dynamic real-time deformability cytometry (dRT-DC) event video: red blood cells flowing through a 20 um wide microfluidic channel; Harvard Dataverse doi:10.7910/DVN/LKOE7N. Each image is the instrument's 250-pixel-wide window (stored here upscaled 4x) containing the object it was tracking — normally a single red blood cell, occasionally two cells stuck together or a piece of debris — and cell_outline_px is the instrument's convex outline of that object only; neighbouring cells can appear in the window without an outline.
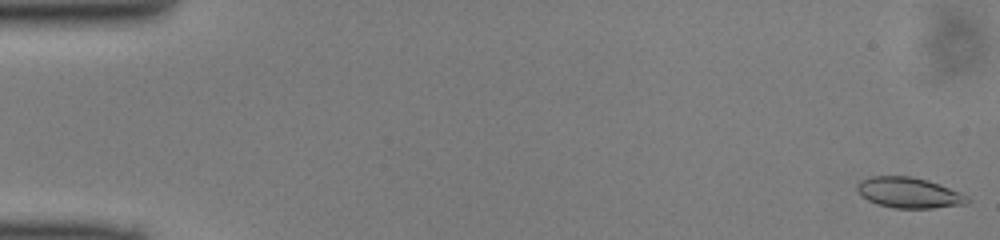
{"species": "common noctule bat (a hibernating species)", "species_latin": "Nyctalus noctula", "temperature_condition": "cold", "stored_images_in_passage": 49, "camera_frame_rate_fps": 3000, "um_per_image_px": 0.085, "animal": {"sex": "male", "body_mass_g": 13.0, "forearm_length_mm": 53.1}, "frame": {"image": 1, "passage_image": 1, "time_ms": 0.0, "image_size_px": [1000, 240], "cell_outline_px": [[972, 200], [968, 204], [932, 208], [892, 208], [876, 204], [860, 196], [856, 188], [856, 184], [872, 176], [908, 176], [928, 180], [960, 192], [968, 196]], "centroid_in_image_um": [77.27, 16.39], "position_along_channel_um": 7.7, "area_um2": 19.77}}
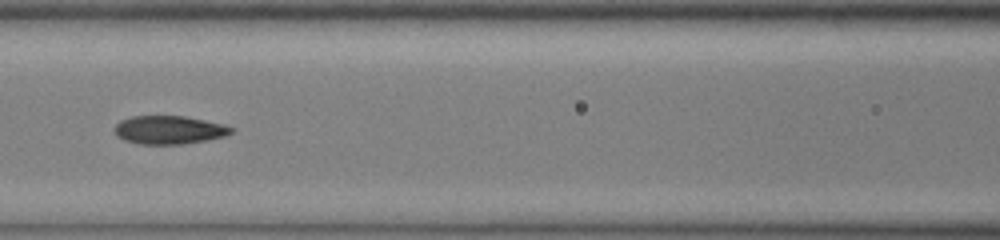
{"frame": {"image": 2, "passage_image": 22, "time_ms": 7.0, "image_size_px": [1000, 240], "cell_outline_px": [[232, 132], [224, 136], [184, 144], [140, 144], [124, 140], [116, 136], [116, 124], [120, 120], [132, 116], [184, 116], [224, 124], [232, 128]], "centroid_in_image_um": [14.34, 11.04], "position_along_channel_um": 152.3, "area_um2": 19.07}}
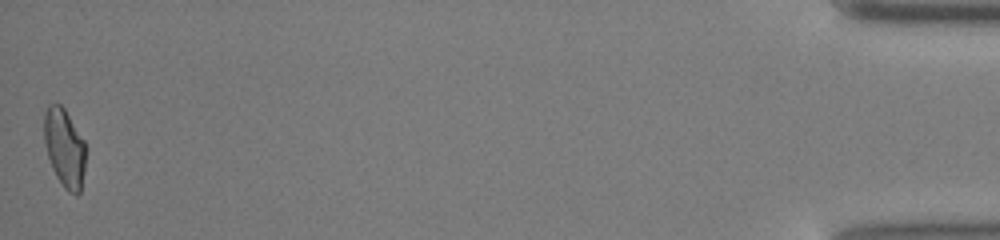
{"frame": {"image": 3, "passage_image": 49, "time_ms": 16.0, "image_size_px": [1000, 240], "cell_outline_px": [[84, 172], [80, 192], [76, 196], [68, 192], [64, 188], [56, 176], [52, 168], [48, 156], [44, 140], [44, 112], [48, 104], [60, 104], [64, 108], [84, 140]], "centroid_in_image_um": [5.47, 12.58], "position_along_channel_um": 429.7, "area_um2": 18.9}}